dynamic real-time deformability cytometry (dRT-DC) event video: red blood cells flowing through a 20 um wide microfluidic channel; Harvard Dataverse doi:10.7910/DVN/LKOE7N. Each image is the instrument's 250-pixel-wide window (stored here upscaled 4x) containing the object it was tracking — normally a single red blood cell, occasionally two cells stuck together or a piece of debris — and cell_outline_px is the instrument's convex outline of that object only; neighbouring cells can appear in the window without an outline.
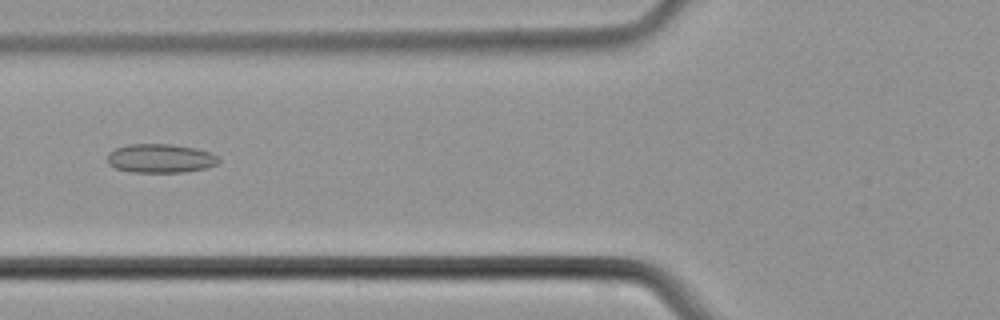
{"species": "common noctule bat (a hibernating species)", "species_latin": "Nyctalus noctula", "temperature_condition": "cold", "stored_images_in_passage": 50, "camera_frame_rate_fps": 3000, "um_per_image_px": 0.085, "animal": {"sex": "male", "body_mass_g": 21.5, "forearm_length_mm": 52.0}, "frame": {"image": 1, "passage_image": 20, "time_ms": 6.333, "image_size_px": [1000, 320], "cell_outline_px": [[220, 160], [216, 164], [208, 168], [184, 172], [132, 172], [116, 168], [108, 164], [108, 152], [116, 148], [128, 144], [172, 144], [196, 148], [212, 152]], "centroid_in_image_um": [13.65, 13.46], "position_along_channel_um": 112.1, "area_um2": 18.84}}
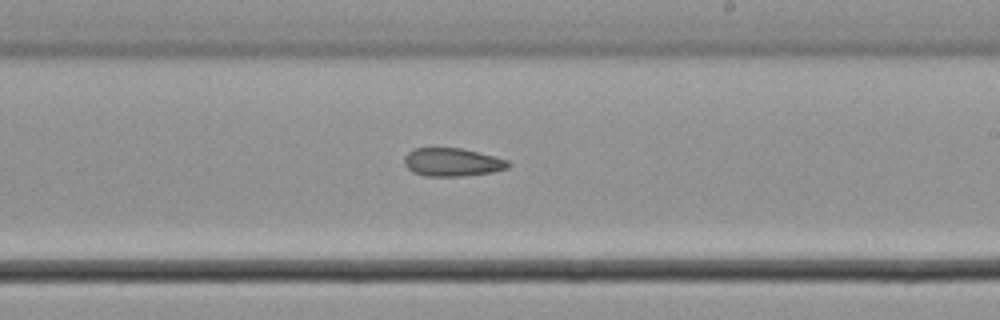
{"frame": {"image": 2, "passage_image": 30, "time_ms": 9.667, "image_size_px": [1000, 320], "cell_outline_px": [[512, 164], [508, 168], [492, 172], [460, 176], [424, 176], [412, 172], [404, 164], [404, 156], [408, 152], [416, 148], [460, 148], [508, 160]], "centroid_in_image_um": [38.42, 13.79], "position_along_channel_um": 250.6, "area_um2": 16.99}}
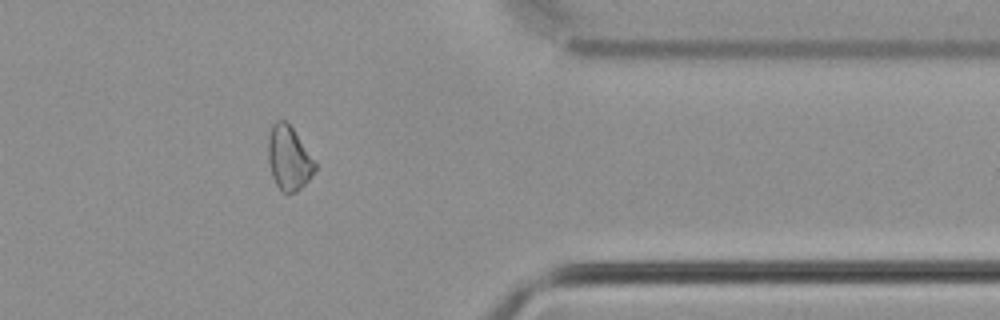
{"frame": {"image": 3, "passage_image": 41, "time_ms": 13.333, "image_size_px": [1000, 320], "cell_outline_px": [[316, 168], [312, 176], [296, 192], [288, 196], [276, 184], [272, 176], [268, 160], [268, 136], [272, 124], [276, 120], [284, 120], [292, 128], [316, 164]], "centroid_in_image_um": [24.52, 13.46], "position_along_channel_um": 386.9, "area_um2": 17.28}}